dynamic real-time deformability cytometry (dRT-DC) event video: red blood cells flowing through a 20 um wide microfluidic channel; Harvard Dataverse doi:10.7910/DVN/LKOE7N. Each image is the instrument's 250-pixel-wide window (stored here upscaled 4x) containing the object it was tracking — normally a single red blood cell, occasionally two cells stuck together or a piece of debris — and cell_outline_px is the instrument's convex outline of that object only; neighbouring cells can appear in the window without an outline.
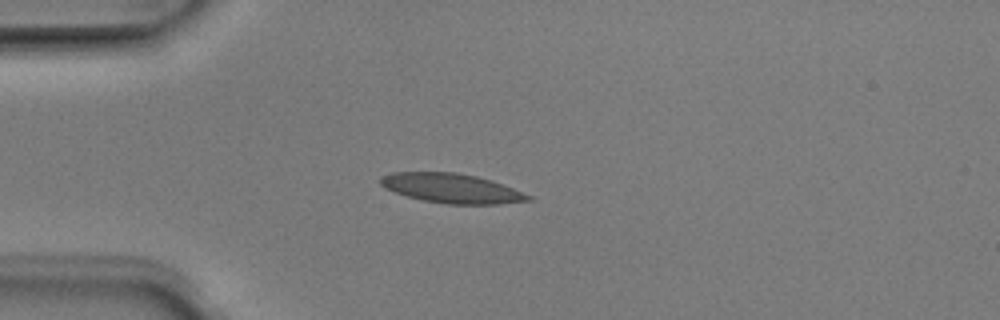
{"species": "Egyptian fruit bat (a non-hibernating species)", "species_latin": "Rousettus aegyptiacus", "temperature_condition": "room temperature", "stored_images_in_passage": 4, "camera_frame_rate_fps": 3000, "um_per_image_px": 0.085, "animal": {"sex": "male"}, "frame": {"image": 1, "passage_image": 4, "time_ms": 1.0, "image_size_px": [1000, 320], "cell_outline_px": [[532, 200], [500, 204], [448, 204], [424, 200], [408, 196], [384, 188], [380, 184], [380, 176], [392, 172], [456, 172], [476, 176], [492, 180], [532, 196]], "centroid_in_image_um": [38.38, 16.0], "position_along_channel_um": 46.6, "area_um2": 25.26}}